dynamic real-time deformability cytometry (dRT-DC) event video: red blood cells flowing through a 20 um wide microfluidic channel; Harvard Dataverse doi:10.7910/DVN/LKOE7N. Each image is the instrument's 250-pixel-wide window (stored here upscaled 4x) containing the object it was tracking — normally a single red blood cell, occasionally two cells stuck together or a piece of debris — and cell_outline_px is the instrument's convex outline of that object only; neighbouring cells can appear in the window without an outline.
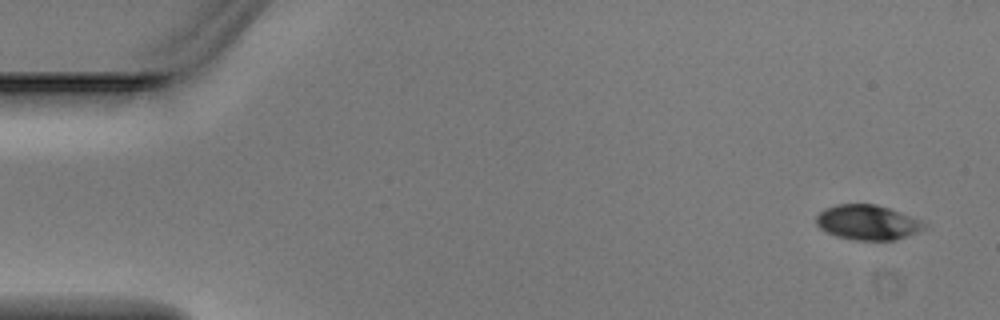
{"species": "Egyptian fruit bat (a non-hibernating species)", "species_latin": "Rousettus aegyptiacus", "temperature_condition": "warm", "stored_images_in_passage": 4, "camera_frame_rate_fps": 3000, "um_per_image_px": 0.085, "animal": {"sex": "male"}, "frame": {"image": 1, "passage_image": 1, "time_ms": 0.0, "image_size_px": [1000, 320], "cell_outline_px": [[928, 228], [896, 240], [856, 240], [836, 236], [824, 232], [816, 224], [816, 216], [824, 208], [836, 204], [876, 204], [900, 212], [920, 220], [928, 224]], "centroid_in_image_um": [73.74, 18.91], "position_along_channel_um": 11.3, "area_um2": 22.14}}
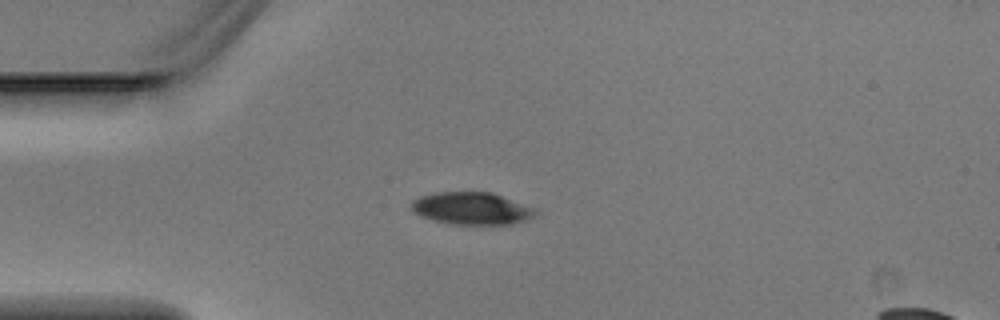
{"frame": {"image": 2, "passage_image": 3, "time_ms": 0.667, "image_size_px": [1000, 320], "cell_outline_px": [[536, 216], [528, 220], [512, 224], [456, 224], [436, 220], [412, 212], [408, 208], [412, 200], [420, 196], [436, 192], [492, 192], [536, 208]], "centroid_in_image_um": [40.11, 17.7], "position_along_channel_um": 44.9, "area_um2": 23.47}}